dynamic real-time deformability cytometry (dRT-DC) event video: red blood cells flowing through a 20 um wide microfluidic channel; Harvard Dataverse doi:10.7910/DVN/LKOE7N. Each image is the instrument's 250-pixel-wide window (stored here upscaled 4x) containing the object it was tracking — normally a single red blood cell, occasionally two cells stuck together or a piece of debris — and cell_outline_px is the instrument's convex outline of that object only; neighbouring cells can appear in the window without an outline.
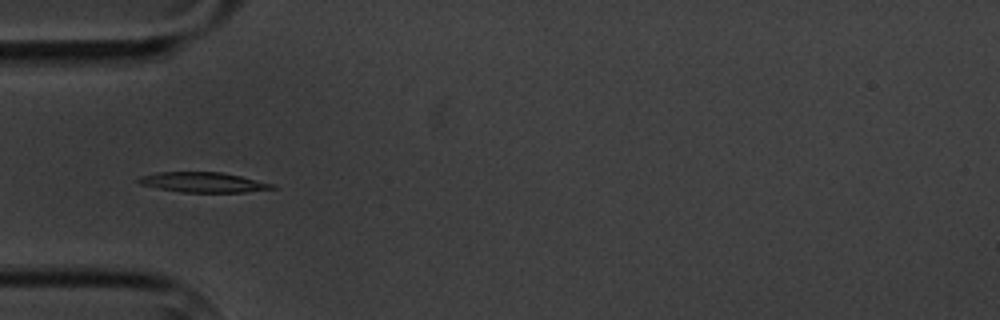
{"species": "common noctule bat (a hibernating species)", "species_latin": "Nyctalus noctula", "temperature_condition": "cold", "stored_images_in_passage": 6, "camera_frame_rate_fps": 3000, "um_per_image_px": 0.085, "animal": {"sex": "male", "body_mass_g": 20.1, "forearm_length_mm": 53.5}, "frame": {"image": 1, "passage_image": 5, "time_ms": 5.0, "image_size_px": [1000, 320], "cell_outline_px": [[276, 188], [244, 192], [180, 192], [156, 188], [140, 184], [136, 180], [140, 176], [156, 172], [220, 172], [240, 176], [276, 184]], "centroid_in_image_um": [17.25, 15.49], "position_along_channel_um": 67.8, "area_um2": 15.66}}
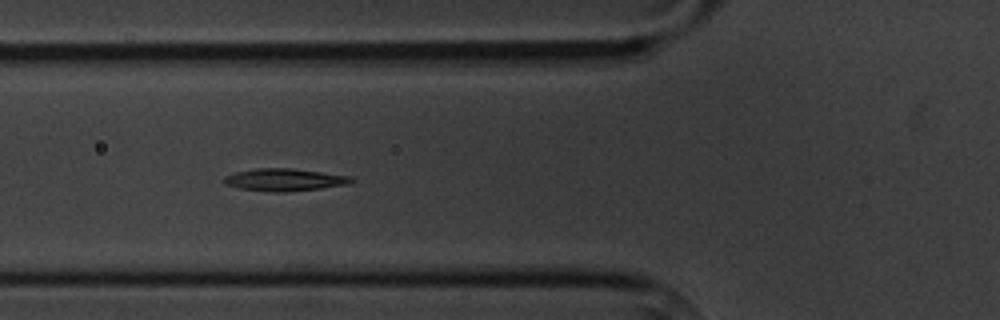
{"frame": {"image": 2, "passage_image": 6, "time_ms": 6.0, "image_size_px": [1000, 320], "cell_outline_px": [[356, 180], [348, 184], [320, 188], [284, 192], [272, 192], [236, 188], [224, 184], [224, 176], [236, 172], [256, 168], [292, 168], [352, 176]], "centroid_in_image_um": [24.17, 15.28], "position_along_channel_um": 101.6, "area_um2": 16.7}}